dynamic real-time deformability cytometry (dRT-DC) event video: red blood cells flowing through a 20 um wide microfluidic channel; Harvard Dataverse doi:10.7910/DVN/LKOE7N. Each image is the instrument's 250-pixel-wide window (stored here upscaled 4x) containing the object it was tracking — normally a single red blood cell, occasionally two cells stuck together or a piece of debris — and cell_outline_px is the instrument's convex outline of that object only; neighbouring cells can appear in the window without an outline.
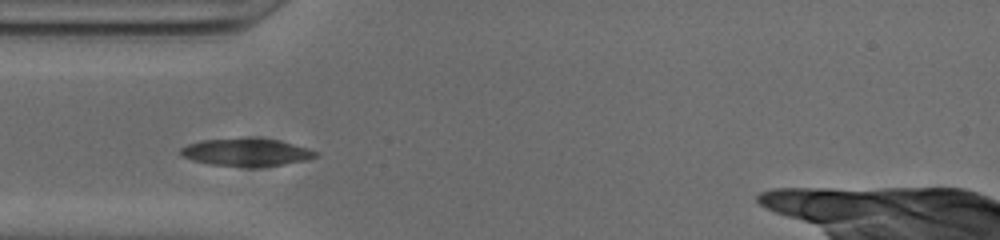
{"species": "common noctule bat (a hibernating species)", "species_latin": "Nyctalus noctula", "temperature_condition": "cold", "stored_images_in_passage": 36, "camera_frame_rate_fps": 3000, "um_per_image_px": 0.085, "animal": {"sex": "male", "body_mass_g": 20.0, "forearm_length_mm": 53.3}, "frame": {"image": 1, "passage_image": 2, "time_ms": 0.333, "image_size_px": [1000, 240], "cell_outline_px": [[316, 156], [304, 160], [284, 164], [208, 164], [192, 160], [184, 156], [180, 152], [180, 148], [188, 144], [200, 140], [248, 136], [276, 140], [308, 148], [316, 152]], "centroid_in_image_um": [20.86, 12.87], "position_along_channel_um": 64.1, "area_um2": 20.98}}
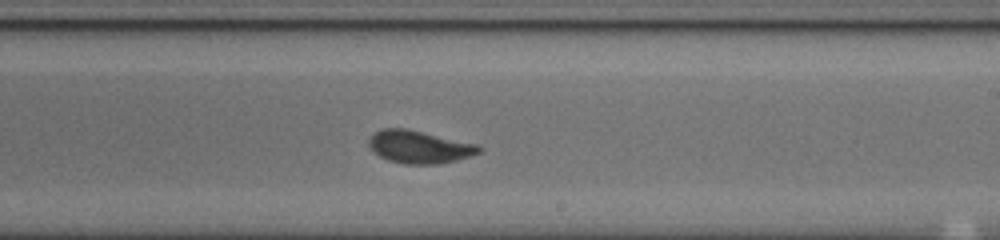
{"frame": {"image": 2, "passage_image": 17, "time_ms": 5.333, "image_size_px": [1000, 240], "cell_outline_px": [[480, 152], [456, 160], [436, 164], [404, 164], [388, 160], [380, 156], [368, 144], [368, 140], [380, 128], [404, 128], [476, 144], [480, 148]], "centroid_in_image_um": [35.6, 12.49], "position_along_channel_um": 253.4, "area_um2": 20.46}}
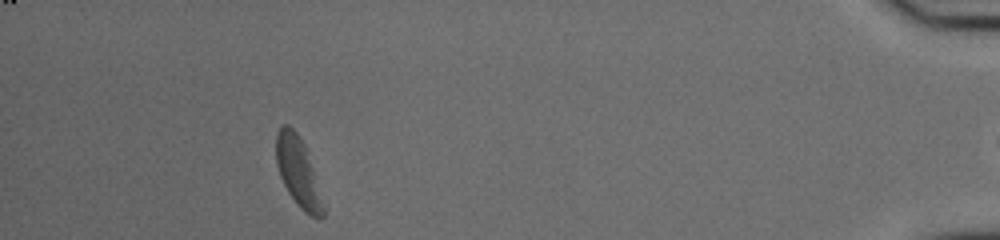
{"frame": {"image": 3, "passage_image": 35, "time_ms": 11.333, "image_size_px": [1000, 240], "cell_outline_px": [[324, 216], [312, 216], [304, 212], [296, 204], [288, 192], [280, 176], [276, 164], [276, 132], [284, 124], [288, 124], [296, 132], [304, 144], [324, 204]], "centroid_in_image_um": [25.31, 14.6], "position_along_channel_um": 409.9, "area_um2": 18.61}, "authors_computed_cell_mechanics": {"area_um2": 20.808, "velocity_mm_per_s": 3.782, "shape_relaxation_time_tau1_ms": 4.7423, "shape_relaxation_time_tau2_ms": 0.9495, "deformation_change_tau1": 0.1558, "deformation_change_tau2": 0.0432}}